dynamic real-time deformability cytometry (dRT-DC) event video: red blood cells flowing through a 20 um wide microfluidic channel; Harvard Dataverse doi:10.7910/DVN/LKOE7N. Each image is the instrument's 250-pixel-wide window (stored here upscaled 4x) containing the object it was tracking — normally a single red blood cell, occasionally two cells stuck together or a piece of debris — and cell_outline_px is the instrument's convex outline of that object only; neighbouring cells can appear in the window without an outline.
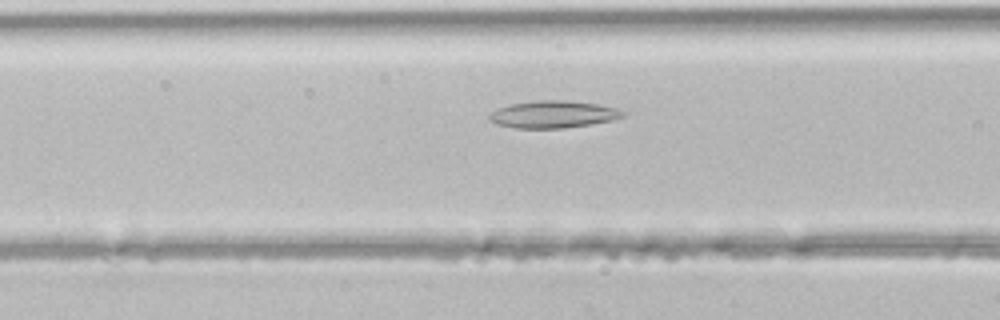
{"species": "common noctule bat (a hibernating species)", "species_latin": "Nyctalus noctula", "temperature_condition": "room temperature", "stored_images_in_passage": 34, "camera_frame_rate_fps": 3000, "um_per_image_px": 0.085, "animal": {"sex": "male", "body_mass_g": 21.5, "forearm_length_mm": 52.0}, "frame": {"image": 1, "passage_image": 8, "time_ms": 2.333, "image_size_px": [1000, 320], "cell_outline_px": [[628, 112], [624, 116], [612, 120], [564, 128], [516, 128], [496, 124], [488, 120], [488, 116], [492, 112], [500, 108], [512, 104], [536, 100], [564, 100], [596, 104], [616, 108]], "centroid_in_image_um": [47.02, 9.72], "position_along_channel_um": 119.6, "area_um2": 20.98}}
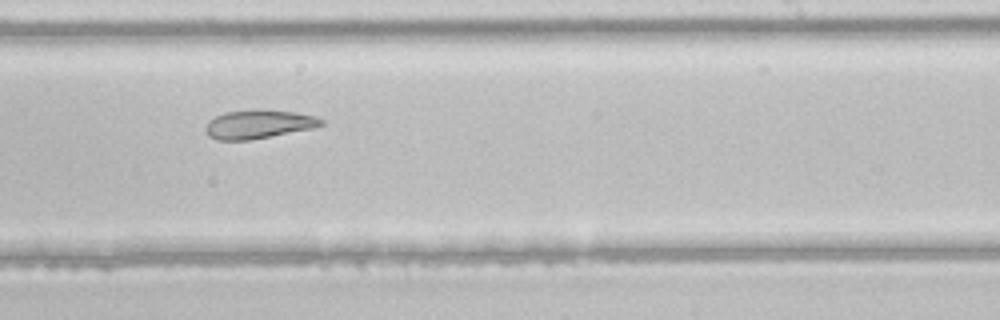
{"frame": {"image": 2, "passage_image": 18, "time_ms": 5.667, "image_size_px": [1000, 320], "cell_outline_px": [[324, 124], [312, 128], [248, 140], [216, 140], [208, 136], [204, 128], [208, 120], [224, 112], [256, 108], [264, 108], [296, 112], [316, 116], [324, 120]], "centroid_in_image_um": [21.95, 10.53], "position_along_channel_um": 267.1, "area_um2": 19.65}}
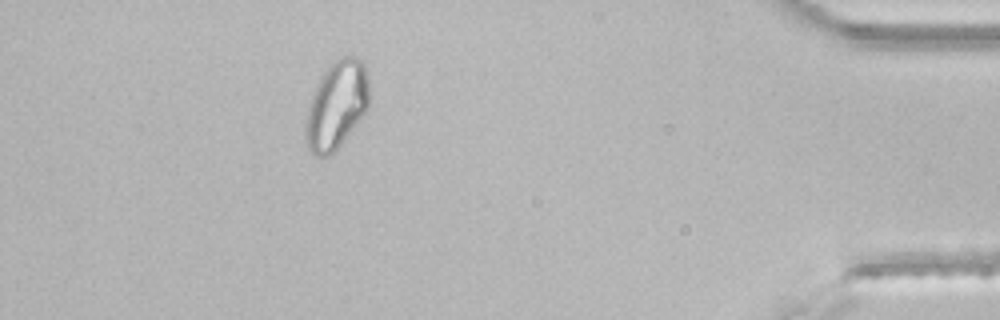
{"frame": {"image": 3, "passage_image": 31, "time_ms": 10.0, "image_size_px": [1000, 320], "cell_outline_px": [[368, 108], [340, 144], [328, 156], [316, 156], [304, 144], [304, 124], [308, 108], [316, 84], [320, 76], [336, 60], [344, 56], [352, 56], [360, 60], [364, 64], [368, 76]], "centroid_in_image_um": [28.57, 8.95], "position_along_channel_um": 406.6, "area_um2": 32.19}}